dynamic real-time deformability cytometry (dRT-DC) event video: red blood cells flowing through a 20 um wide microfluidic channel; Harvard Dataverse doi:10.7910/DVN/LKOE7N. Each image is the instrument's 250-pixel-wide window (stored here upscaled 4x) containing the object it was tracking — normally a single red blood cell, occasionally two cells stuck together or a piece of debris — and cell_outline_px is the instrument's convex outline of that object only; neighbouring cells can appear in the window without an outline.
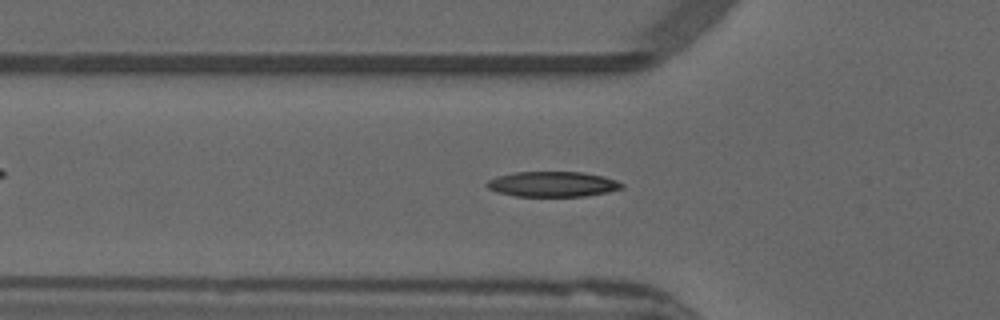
{"species": "common noctule bat (a hibernating species)", "species_latin": "Nyctalus noctula", "temperature_condition": "warm", "stored_images_in_passage": 37, "camera_frame_rate_fps": 3000, "um_per_image_px": 0.085, "animal": {"sex": "male", "forearm_length_mm": 52.5}, "frame": {"image": 1, "passage_image": 5, "time_ms": 1.333, "image_size_px": [1000, 320], "cell_outline_px": [[624, 188], [608, 192], [584, 196], [516, 196], [496, 192], [488, 188], [484, 184], [488, 180], [496, 176], [516, 172], [584, 172], [604, 176], [616, 180], [624, 184]], "centroid_in_image_um": [46.97, 15.65], "position_along_channel_um": 78.8, "area_um2": 20.0}}
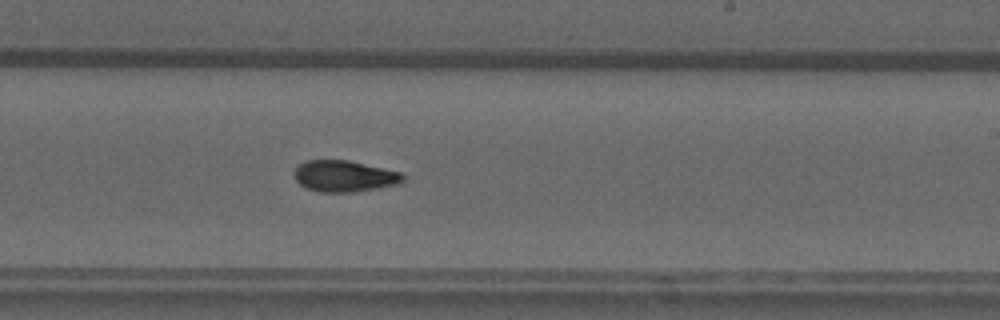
{"frame": {"image": 2, "passage_image": 19, "time_ms": 6.0, "image_size_px": [1000, 320], "cell_outline_px": [[404, 180], [396, 184], [376, 188], [352, 192], [320, 192], [304, 188], [292, 176], [292, 172], [304, 160], [348, 160], [400, 172], [404, 176]], "centroid_in_image_um": [29.19, 14.97], "position_along_channel_um": 259.8, "area_um2": 19.83}}
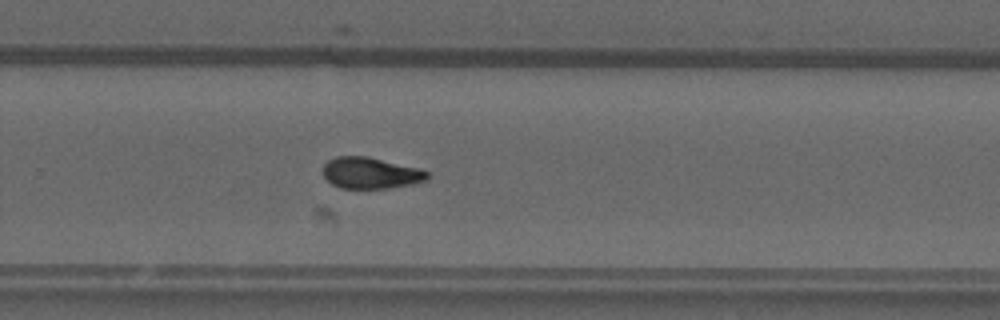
{"frame": {"image": 3, "passage_image": 22, "time_ms": 7.0, "image_size_px": [1000, 320], "cell_outline_px": [[428, 176], [424, 180], [412, 184], [388, 188], [340, 188], [332, 184], [324, 176], [324, 164], [328, 160], [336, 156], [368, 156], [420, 168], [428, 172]], "centroid_in_image_um": [31.49, 14.69], "position_along_channel_um": 298.3, "area_um2": 18.96}}